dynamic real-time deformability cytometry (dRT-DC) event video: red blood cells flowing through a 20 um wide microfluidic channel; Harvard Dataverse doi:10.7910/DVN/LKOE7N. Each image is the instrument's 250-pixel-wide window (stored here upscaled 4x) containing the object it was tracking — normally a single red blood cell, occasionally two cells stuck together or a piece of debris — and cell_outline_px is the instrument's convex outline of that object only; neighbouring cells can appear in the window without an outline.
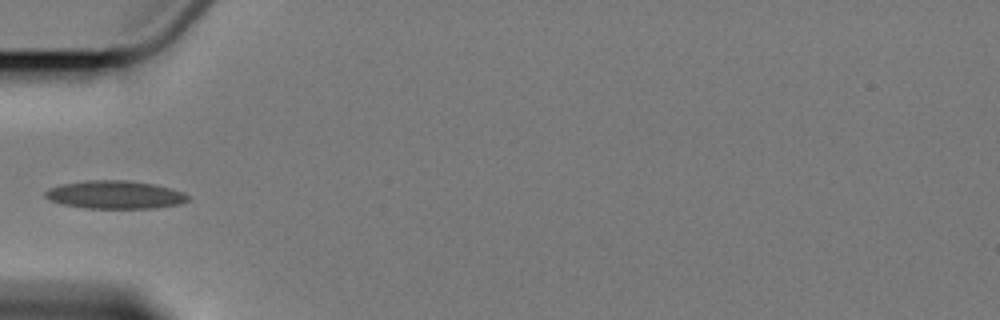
{"species": "Egyptian fruit bat (a non-hibernating species)", "species_latin": "Rousettus aegyptiacus", "temperature_condition": "cold", "stored_images_in_passage": 10, "camera_frame_rate_fps": 3000, "um_per_image_px": 0.085, "animal": {"sex": "female"}, "frame": {"image": 1, "passage_image": 2, "time_ms": 1.333, "image_size_px": [1000, 320], "cell_outline_px": [[192, 196], [188, 200], [180, 204], [156, 208], [84, 208], [64, 204], [48, 200], [44, 196], [44, 192], [48, 188], [64, 184], [88, 180], [128, 180], [152, 184], [184, 192]], "centroid_in_image_um": [9.79, 16.56], "position_along_channel_um": 75.2, "area_um2": 23.35}}
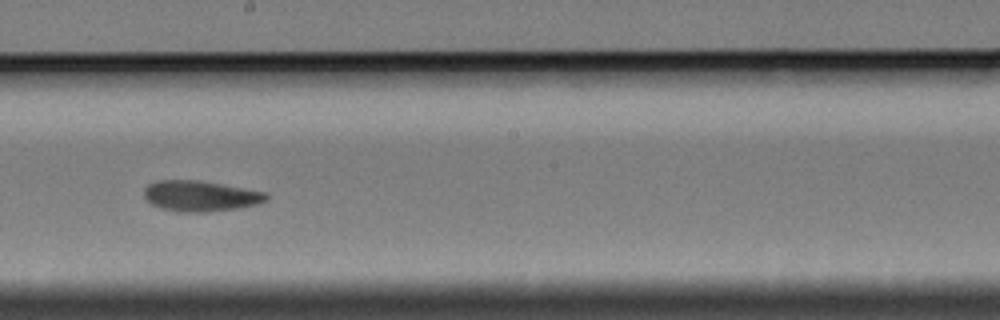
{"frame": {"image": 2, "passage_image": 6, "time_ms": 6.0, "image_size_px": [1000, 320], "cell_outline_px": [[268, 200], [256, 204], [236, 208], [208, 212], [176, 212], [160, 208], [152, 204], [144, 196], [144, 188], [148, 184], [156, 180], [200, 180], [268, 192]], "centroid_in_image_um": [17.03, 16.65], "position_along_channel_um": 231.2, "area_um2": 22.02}}
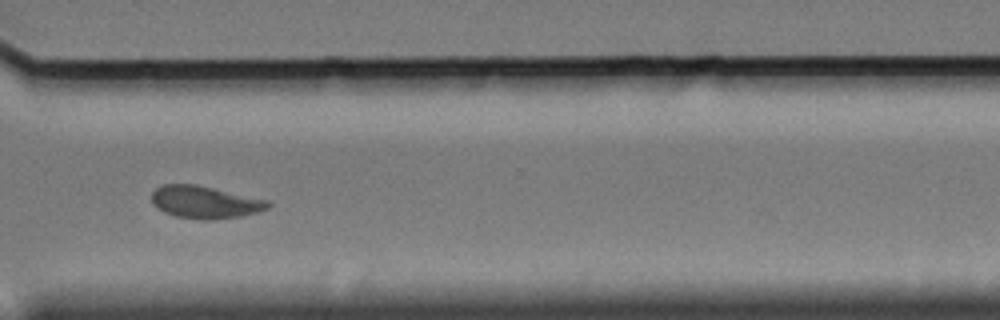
{"frame": {"image": 3, "passage_image": 9, "time_ms": 9.667, "image_size_px": [1000, 320], "cell_outline_px": [[272, 204], [268, 208], [256, 212], [240, 216], [212, 220], [200, 220], [176, 216], [164, 212], [156, 208], [152, 200], [152, 192], [156, 188], [164, 184], [196, 184], [268, 200]], "centroid_in_image_um": [17.41, 17.18], "position_along_channel_um": 353.2, "area_um2": 21.96}, "authors_computed_cell_mechanics": {"area_um2": 22.1374, "velocity_mm_per_s": 3.3375, "shape_relaxation_time_tau1_ms": null, "shape_relaxation_time_tau2_ms": 5.4551, "deformation_change_tau1": null, "deformation_change_tau2": 0.0902}}